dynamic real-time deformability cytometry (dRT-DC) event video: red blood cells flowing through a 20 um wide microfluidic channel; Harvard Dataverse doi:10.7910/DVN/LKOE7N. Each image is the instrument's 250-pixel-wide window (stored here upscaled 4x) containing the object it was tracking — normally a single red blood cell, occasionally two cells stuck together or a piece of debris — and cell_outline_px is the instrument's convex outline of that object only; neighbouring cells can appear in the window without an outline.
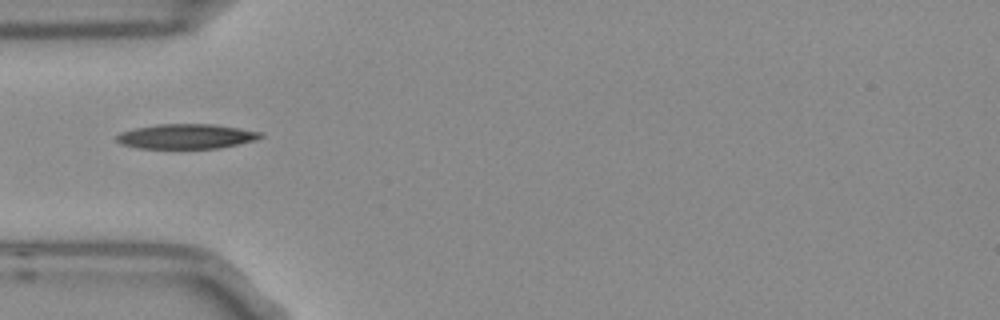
{"species": "Egyptian fruit bat (a non-hibernating species)", "species_latin": "Rousettus aegyptiacus", "temperature_condition": "room temperature", "stored_images_in_passage": 31, "camera_frame_rate_fps": 3000, "um_per_image_px": 0.085, "frame": {"image": 1, "passage_image": 1, "time_ms": 0.0, "image_size_px": [1000, 320], "cell_outline_px": [[264, 136], [256, 140], [220, 148], [140, 148], [120, 144], [116, 140], [116, 136], [120, 132], [136, 128], [156, 124], [212, 124], [240, 128], [260, 132]], "centroid_in_image_um": [15.83, 11.59], "position_along_channel_um": 69.2, "area_um2": 20.75}}
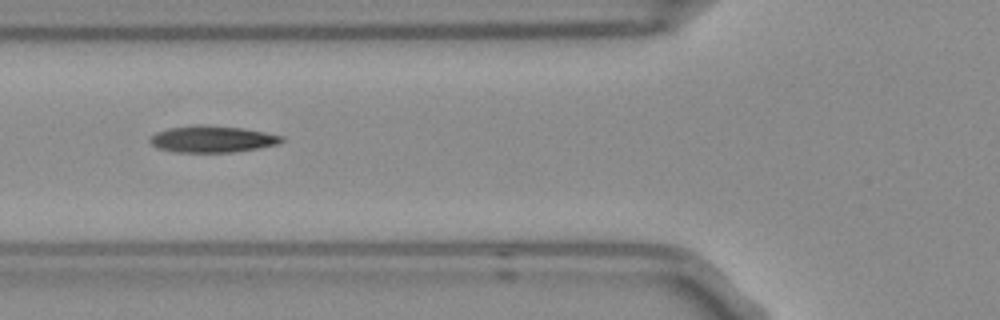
{"frame": {"image": 2, "passage_image": 4, "time_ms": 1.0, "image_size_px": [1000, 320], "cell_outline_px": [[284, 140], [276, 144], [260, 148], [232, 152], [176, 152], [160, 148], [152, 144], [148, 140], [156, 132], [168, 128], [196, 124], [204, 124], [244, 128], [284, 136]], "centroid_in_image_um": [18.05, 11.81], "position_along_channel_um": 107.7, "area_um2": 20.46}}
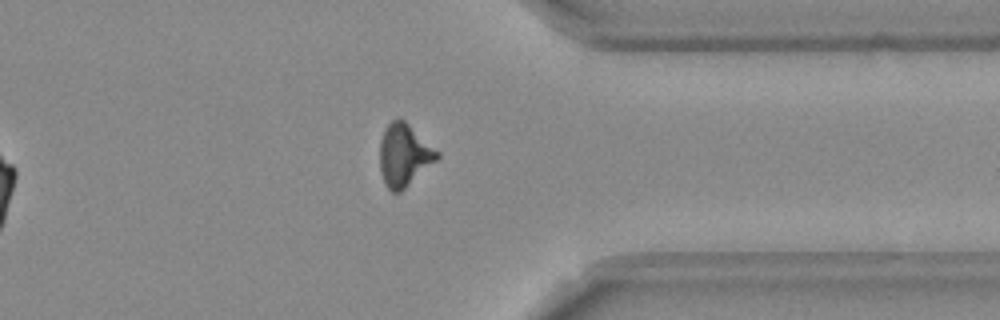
{"frame": {"image": 3, "passage_image": 26, "time_ms": 8.333, "image_size_px": [1000, 320], "cell_outline_px": [[440, 156], [436, 160], [400, 192], [392, 192], [384, 184], [380, 172], [380, 140], [384, 128], [396, 116], [404, 120], [440, 152]], "centroid_in_image_um": [34.32, 13.16], "position_along_channel_um": 377.1, "area_um2": 20.81}, "authors_computed_cell_mechanics": {"area_um2": 20.23, "velocity_mm_per_s": 3.7716, "shape_relaxation_time_tau1_ms": 8.9818, "shape_relaxation_time_tau2_ms": 3.0769, "deformation_change_tau1": 0.229, "deformation_change_tau2": 0.1128}}